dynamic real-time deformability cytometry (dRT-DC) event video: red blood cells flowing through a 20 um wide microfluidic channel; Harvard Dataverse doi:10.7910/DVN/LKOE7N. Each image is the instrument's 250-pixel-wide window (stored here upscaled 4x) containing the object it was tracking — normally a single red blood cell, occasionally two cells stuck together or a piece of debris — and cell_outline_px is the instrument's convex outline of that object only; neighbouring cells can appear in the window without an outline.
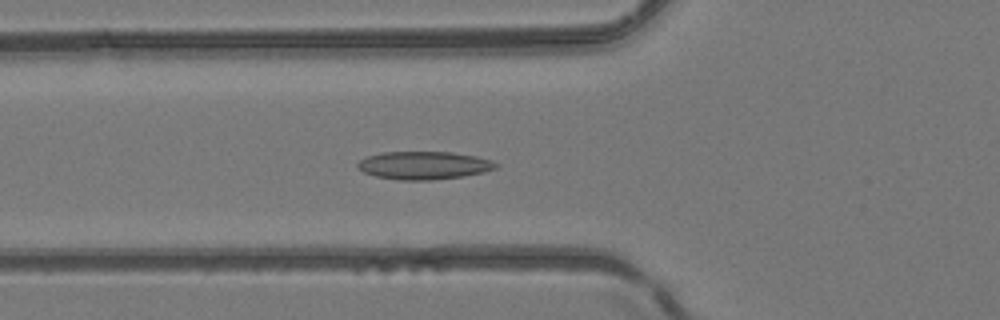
{"species": "common noctule bat (a hibernating species)", "species_latin": "Nyctalus noctula", "temperature_condition": "room temperature", "stored_images_in_passage": 52, "segment_of_instrument_passage": [1, 2], "camera_frame_rate_fps": 3000, "um_per_image_px": 0.085, "animal": {"sex": "female", "body_mass_g": 24.6, "forearm_length_mm": 56.2}, "frame": {"image": 1, "passage_image": 19, "time_ms": 6.0, "image_size_px": [1000, 320], "cell_outline_px": [[500, 164], [496, 168], [484, 172], [464, 176], [432, 180], [396, 180], [376, 176], [364, 172], [356, 168], [356, 164], [360, 160], [368, 156], [384, 152], [452, 152], [476, 156], [492, 160]], "centroid_in_image_um": [36.04, 14.06], "position_along_channel_um": 89.8, "area_um2": 22.66}}
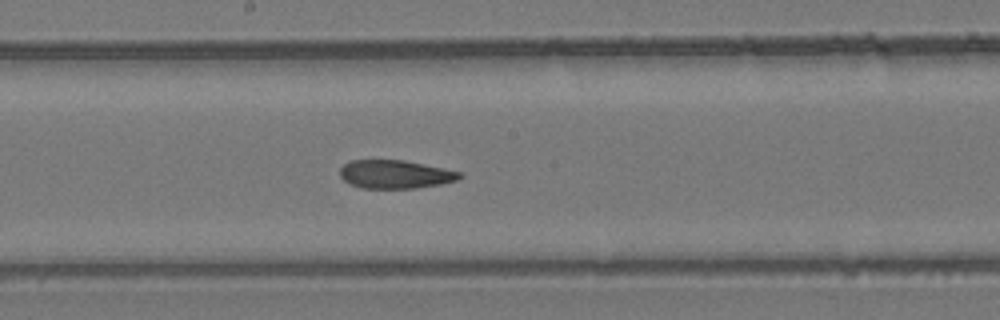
{"frame": {"image": 2, "passage_image": 28, "time_ms": 9.0, "image_size_px": [1000, 320], "cell_outline_px": [[464, 176], [456, 180], [440, 184], [416, 188], [360, 188], [348, 184], [340, 176], [340, 168], [344, 164], [352, 160], [404, 160], [460, 172]], "centroid_in_image_um": [33.55, 14.82], "position_along_channel_um": 214.7, "area_um2": 19.71}}
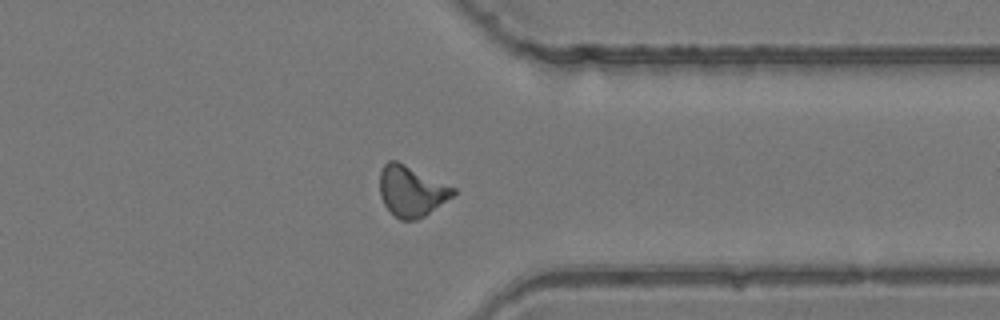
{"frame": {"image": 3, "passage_image": 40, "time_ms": 13.0, "image_size_px": [1000, 320], "cell_outline_px": [[456, 192], [452, 196], [424, 216], [416, 220], [400, 220], [384, 204], [380, 196], [380, 172], [384, 164], [388, 160], [396, 160], [456, 188]], "centroid_in_image_um": [34.95, 16.23], "position_along_channel_um": 376.4, "area_um2": 21.39}}